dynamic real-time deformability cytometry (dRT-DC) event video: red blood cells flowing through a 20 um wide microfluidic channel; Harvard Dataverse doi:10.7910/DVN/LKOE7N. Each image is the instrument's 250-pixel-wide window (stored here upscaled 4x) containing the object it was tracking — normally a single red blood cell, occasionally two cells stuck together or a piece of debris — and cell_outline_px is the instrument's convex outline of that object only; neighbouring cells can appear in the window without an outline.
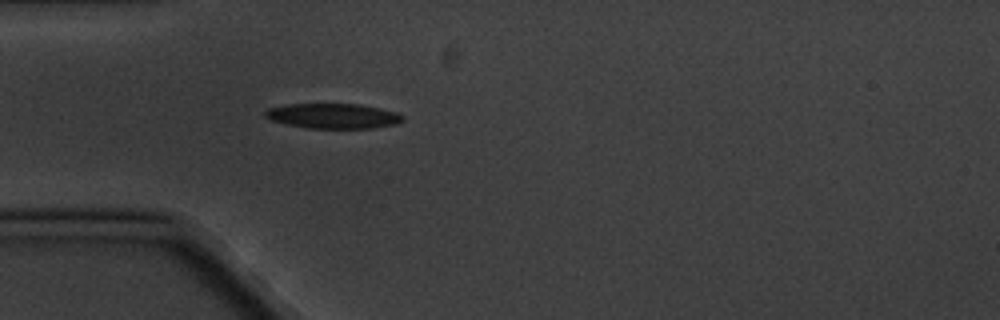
{"species": "common noctule bat (a hibernating species)", "species_latin": "Nyctalus noctula", "temperature_condition": "cold", "stored_images_in_passage": 1, "camera_frame_rate_fps": 3000, "um_per_image_px": 0.085, "animal": {"sex": "male", "body_mass_g": 20.1, "forearm_length_mm": 53.5}, "frame": {"image": 1, "passage_image": 1, "time_ms": 0.0, "image_size_px": [1000, 320], "cell_outline_px": [[404, 120], [396, 124], [372, 128], [304, 128], [272, 120], [264, 116], [264, 112], [268, 108], [288, 104], [360, 104], [380, 108], [396, 112], [404, 116]], "centroid_in_image_um": [28.33, 9.85], "position_along_channel_um": 56.7, "area_um2": 20.06}}